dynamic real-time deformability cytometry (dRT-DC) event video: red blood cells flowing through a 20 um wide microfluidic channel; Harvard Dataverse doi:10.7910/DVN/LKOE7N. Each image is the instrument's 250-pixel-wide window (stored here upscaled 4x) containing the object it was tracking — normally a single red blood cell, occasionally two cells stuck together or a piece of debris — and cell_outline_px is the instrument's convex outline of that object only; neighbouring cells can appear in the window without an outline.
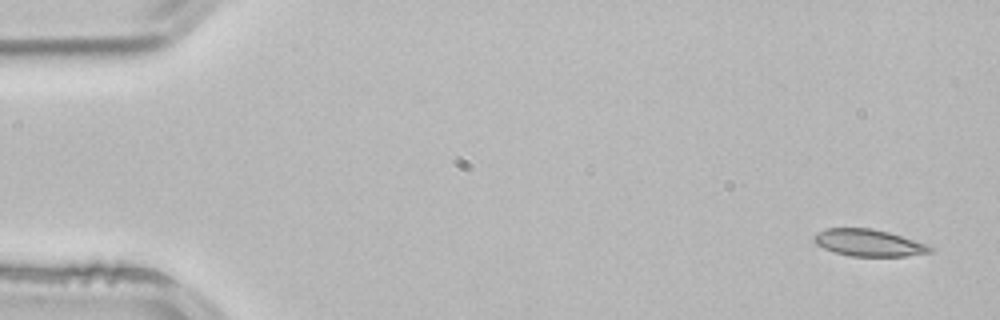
{"species": "common noctule bat (a hibernating species)", "species_latin": "Nyctalus noctula", "temperature_condition": "room temperature", "stored_images_in_passage": 3, "camera_frame_rate_fps": 3000, "um_per_image_px": 0.085, "animal": {"sex": "male", "body_mass_g": 21.5, "forearm_length_mm": 52.0}, "frame": {"image": 1, "passage_image": 1, "time_ms": 0.0, "image_size_px": [1000, 320], "cell_outline_px": [[932, 252], [904, 256], [852, 256], [836, 252], [824, 248], [816, 244], [812, 240], [812, 236], [816, 232], [824, 228], [872, 228], [888, 232], [924, 244], [932, 248]], "centroid_in_image_um": [73.74, 20.62], "position_along_channel_um": 11.3, "area_um2": 17.98}}